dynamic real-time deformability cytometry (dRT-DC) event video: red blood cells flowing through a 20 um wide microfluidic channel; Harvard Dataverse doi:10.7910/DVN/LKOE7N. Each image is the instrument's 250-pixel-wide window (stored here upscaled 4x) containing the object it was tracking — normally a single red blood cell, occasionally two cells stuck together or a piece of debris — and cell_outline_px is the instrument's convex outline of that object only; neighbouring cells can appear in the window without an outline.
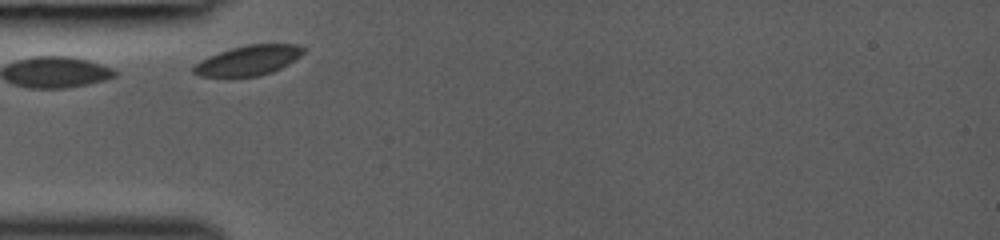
{"species": "common noctule bat (a hibernating species)", "species_latin": "Nyctalus noctula", "temperature_condition": "room temperature", "stored_images_in_passage": 25, "camera_frame_rate_fps": 3000, "um_per_image_px": 0.085, "animal": {"sex": "female", "body_mass_g": 19.0, "forearm_length_mm": 53.3}, "frame": {"image": 1, "passage_image": 1, "time_ms": 0.0, "image_size_px": [1000, 240], "cell_outline_px": [[304, 52], [300, 56], [288, 64], [272, 72], [260, 76], [200, 76], [192, 72], [192, 68], [200, 60], [220, 52], [232, 48], [248, 44], [292, 44], [304, 48]], "centroid_in_image_um": [21.11, 5.13], "position_along_channel_um": 63.9, "area_um2": 18.84}}